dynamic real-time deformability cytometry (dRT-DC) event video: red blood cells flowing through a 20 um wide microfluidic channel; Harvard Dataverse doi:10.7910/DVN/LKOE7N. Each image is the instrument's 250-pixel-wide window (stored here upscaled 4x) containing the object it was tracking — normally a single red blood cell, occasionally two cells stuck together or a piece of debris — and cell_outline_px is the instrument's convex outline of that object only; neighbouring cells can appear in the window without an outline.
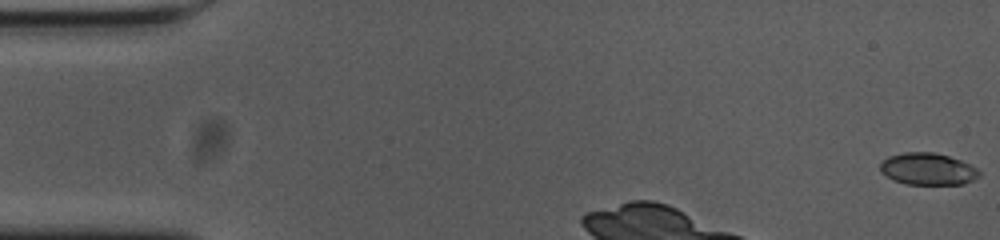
{"species": "common noctule bat (a hibernating species)", "species_latin": "Nyctalus noctula", "temperature_condition": "cold", "stored_images_in_passage": 8, "camera_frame_rate_fps": 3000, "um_per_image_px": 0.085, "animal": {"sex": "female", "body_mass_g": 23.0, "forearm_length_mm": 53.4}, "frame": {"image": 1, "passage_image": 1, "time_ms": 0.0, "image_size_px": [1000, 240], "cell_outline_px": [[980, 176], [964, 184], [904, 184], [892, 180], [880, 172], [880, 164], [888, 156], [904, 152], [932, 152], [948, 156], [960, 160], [976, 168], [980, 172]], "centroid_in_image_um": [78.83, 14.37], "position_along_channel_um": 6.2, "area_um2": 18.44}}